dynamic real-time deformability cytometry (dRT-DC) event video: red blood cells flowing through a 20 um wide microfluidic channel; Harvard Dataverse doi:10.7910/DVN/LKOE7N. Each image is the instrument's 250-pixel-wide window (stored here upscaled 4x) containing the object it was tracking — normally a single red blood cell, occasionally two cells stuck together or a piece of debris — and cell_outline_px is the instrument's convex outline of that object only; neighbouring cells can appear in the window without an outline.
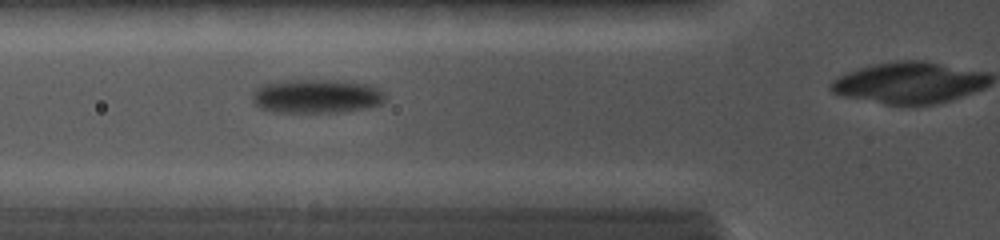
{"species": "common noctule bat (a hibernating species)", "species_latin": "Nyctalus noctula", "temperature_condition": "cold", "stored_images_in_passage": 5, "camera_frame_rate_fps": 5000, "um_per_image_px": 0.085, "animal": {"sex": "female", "body_mass_g": 19.0, "forearm_length_mm": 56.7}, "frame": {"image": 1, "passage_image": 4, "time_ms": 2.4, "image_size_px": [1000, 240], "cell_outline_px": [[384, 100], [380, 104], [368, 108], [344, 112], [272, 112], [260, 108], [252, 104], [252, 88], [268, 80], [340, 80], [372, 84], [380, 88], [384, 92]], "centroid_in_image_um": [26.84, 8.16], "position_along_channel_um": 99.0, "area_um2": 27.28}}
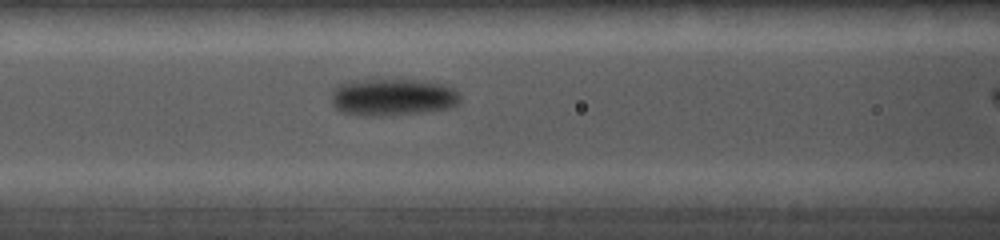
{"frame": {"image": 2, "passage_image": 5, "time_ms": 3.2, "image_size_px": [1000, 240], "cell_outline_px": [[460, 100], [456, 104], [448, 108], [424, 112], [380, 116], [360, 116], [344, 112], [336, 108], [332, 104], [332, 88], [336, 84], [348, 80], [412, 80], [440, 84], [452, 88], [460, 92]], "centroid_in_image_um": [33.31, 8.26], "position_along_channel_um": 133.3, "area_um2": 27.92}}